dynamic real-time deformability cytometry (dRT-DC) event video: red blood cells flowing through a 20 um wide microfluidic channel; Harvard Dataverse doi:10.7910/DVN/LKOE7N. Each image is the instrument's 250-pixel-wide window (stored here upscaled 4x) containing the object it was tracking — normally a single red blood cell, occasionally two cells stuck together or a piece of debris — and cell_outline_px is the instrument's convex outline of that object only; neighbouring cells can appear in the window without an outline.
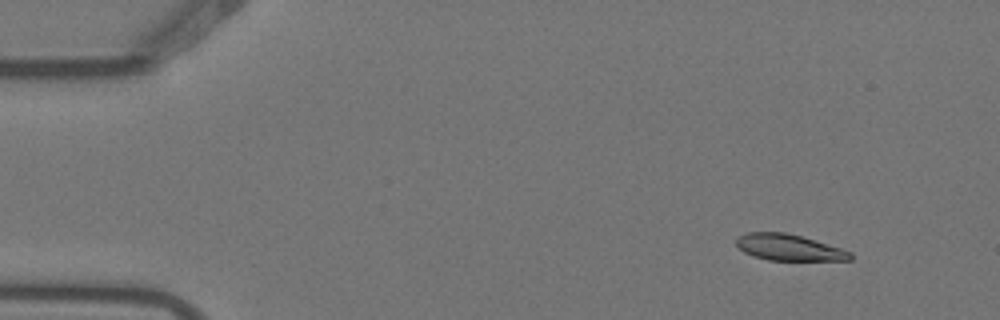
{"species": "Egyptian fruit bat (a non-hibernating species)", "species_latin": "Rousettus aegyptiacus", "temperature_condition": "warm", "stored_images_in_passage": 9, "camera_frame_rate_fps": 3000, "um_per_image_px": 0.085, "animal": {"sex": "female"}, "frame": {"image": 1, "passage_image": 1, "time_ms": 0.0, "image_size_px": [1000, 320], "cell_outline_px": [[852, 260], [768, 260], [752, 256], [744, 252], [736, 244], [736, 236], [748, 232], [784, 232], [800, 236], [840, 248], [852, 252]], "centroid_in_image_um": [67.02, 21.03], "position_along_channel_um": 18.0, "area_um2": 17.34}}
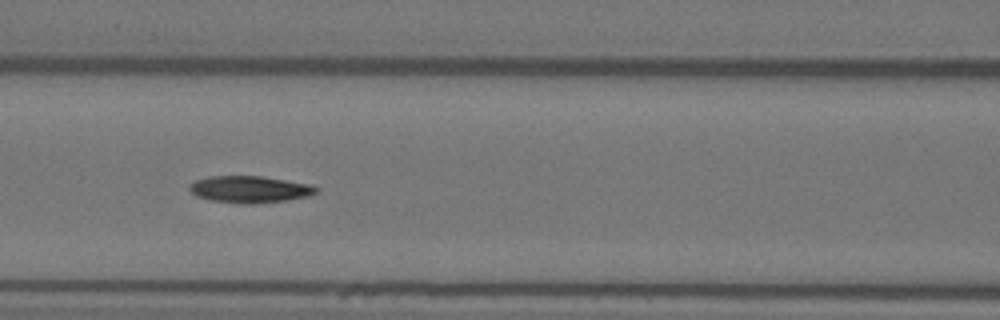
{"frame": {"image": 2, "passage_image": 6, "time_ms": 1.667, "image_size_px": [1000, 320], "cell_outline_px": [[320, 192], [312, 196], [288, 200], [248, 204], [244, 204], [212, 200], [196, 196], [188, 188], [196, 180], [208, 176], [260, 176], [308, 184], [320, 188]], "centroid_in_image_um": [21.29, 16.1], "position_along_channel_um": 145.3, "area_um2": 19.77}}
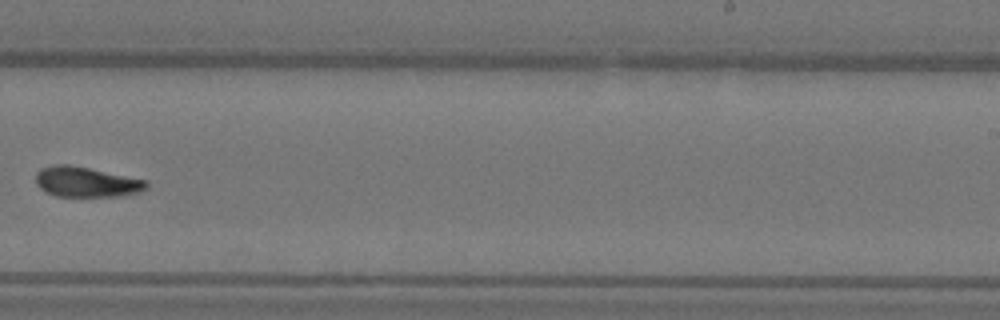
{"frame": {"image": 3, "passage_image": 9, "time_ms": 2.667, "image_size_px": [1000, 320], "cell_outline_px": [[148, 188], [140, 192], [116, 196], [56, 196], [44, 192], [36, 184], [36, 172], [40, 168], [52, 164], [68, 164], [148, 180]], "centroid_in_image_um": [7.31, 15.46], "position_along_channel_um": 281.7, "area_um2": 19.59}}